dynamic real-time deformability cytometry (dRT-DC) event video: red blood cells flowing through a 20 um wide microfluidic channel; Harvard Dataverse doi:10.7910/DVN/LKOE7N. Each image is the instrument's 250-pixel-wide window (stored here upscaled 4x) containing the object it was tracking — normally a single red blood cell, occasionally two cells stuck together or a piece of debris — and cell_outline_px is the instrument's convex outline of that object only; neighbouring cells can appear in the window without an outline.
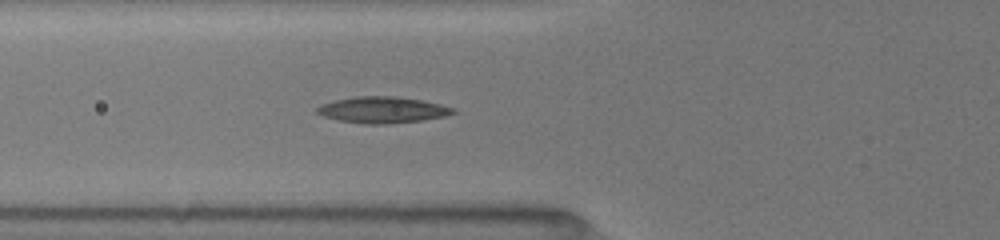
{"species": "common noctule bat (a hibernating species)", "species_latin": "Nyctalus noctula", "temperature_condition": "room temperature", "stored_images_in_passage": 21, "camera_frame_rate_fps": 3000, "um_per_image_px": 0.085, "animal": {"sex": "female", "body_mass_g": 19.5, "forearm_length_mm": 54.1}, "frame": {"image": 1, "passage_image": 21, "time_ms": 6.333, "image_size_px": [1000, 240], "cell_outline_px": [[456, 112], [444, 116], [420, 120], [388, 124], [364, 124], [340, 120], [324, 116], [316, 112], [316, 108], [320, 104], [336, 100], [356, 96], [392, 96], [420, 100], [440, 104], [456, 108]], "centroid_in_image_um": [32.5, 9.34], "position_along_channel_um": 93.3, "area_um2": 20.63}}